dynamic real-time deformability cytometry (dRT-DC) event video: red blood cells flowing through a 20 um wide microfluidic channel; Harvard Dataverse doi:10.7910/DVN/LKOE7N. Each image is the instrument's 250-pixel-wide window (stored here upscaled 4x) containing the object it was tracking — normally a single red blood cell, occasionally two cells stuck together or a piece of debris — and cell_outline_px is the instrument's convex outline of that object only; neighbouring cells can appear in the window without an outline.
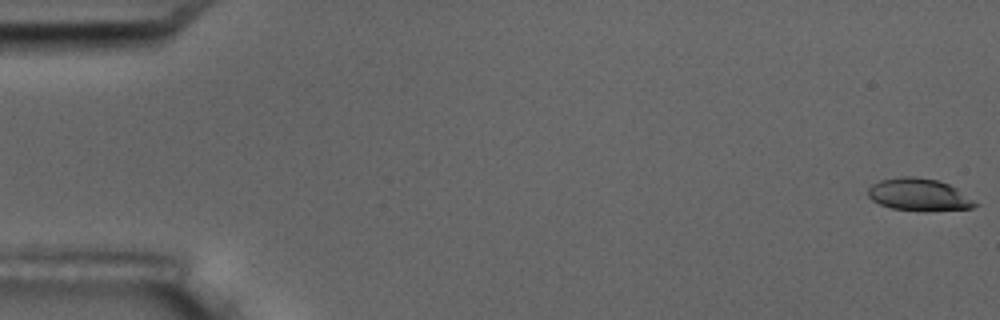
{"species": "common noctule bat (a hibernating species)", "species_latin": "Nyctalus noctula", "temperature_condition": "room temperature", "stored_images_in_passage": 12, "camera_frame_rate_fps": 3000, "um_per_image_px": 0.085, "animal": {"sex": "male", "body_mass_g": 17.5, "forearm_length_mm": 52.3}, "frame": {"image": 1, "passage_image": 1, "time_ms": 0.0, "image_size_px": [1000, 320], "cell_outline_px": [[980, 204], [972, 208], [892, 208], [880, 204], [872, 200], [868, 196], [868, 188], [872, 184], [880, 180], [900, 176], [912, 176], [936, 180], [948, 184], [956, 188]], "centroid_in_image_um": [78.06, 16.48], "position_along_channel_um": 6.9, "area_um2": 19.13}}
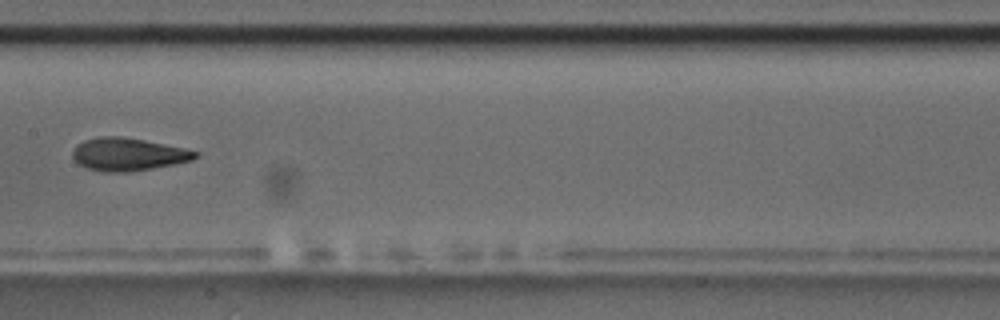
{"frame": {"image": 2, "passage_image": 9, "time_ms": 9.333, "image_size_px": [1000, 320], "cell_outline_px": [[200, 156], [192, 160], [152, 168], [128, 172], [104, 172], [88, 168], [80, 164], [72, 156], [72, 152], [76, 144], [84, 140], [100, 136], [120, 136], [144, 140], [184, 148], [200, 152]], "centroid_in_image_um": [10.89, 13.11], "position_along_channel_um": 196.5, "area_um2": 23.35}}
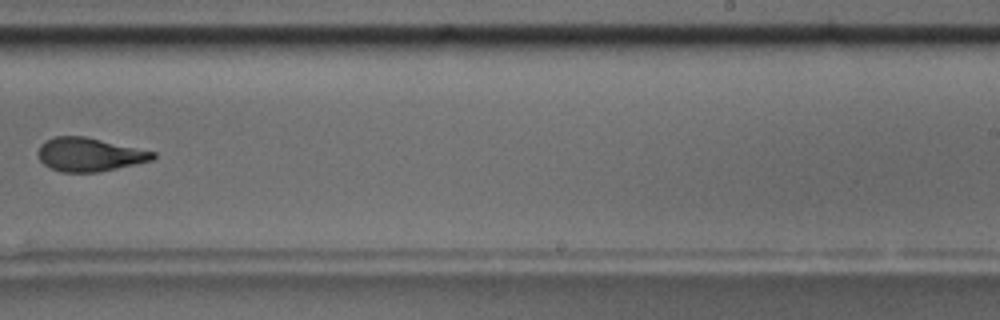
{"frame": {"image": 3, "passage_image": 11, "time_ms": 11.667, "image_size_px": [1000, 320], "cell_outline_px": [[156, 156], [152, 160], [136, 164], [100, 172], [60, 172], [44, 164], [40, 160], [36, 152], [40, 144], [44, 140], [52, 136], [84, 136], [156, 152]], "centroid_in_image_um": [7.56, 13.13], "position_along_channel_um": 281.4, "area_um2": 22.6}}